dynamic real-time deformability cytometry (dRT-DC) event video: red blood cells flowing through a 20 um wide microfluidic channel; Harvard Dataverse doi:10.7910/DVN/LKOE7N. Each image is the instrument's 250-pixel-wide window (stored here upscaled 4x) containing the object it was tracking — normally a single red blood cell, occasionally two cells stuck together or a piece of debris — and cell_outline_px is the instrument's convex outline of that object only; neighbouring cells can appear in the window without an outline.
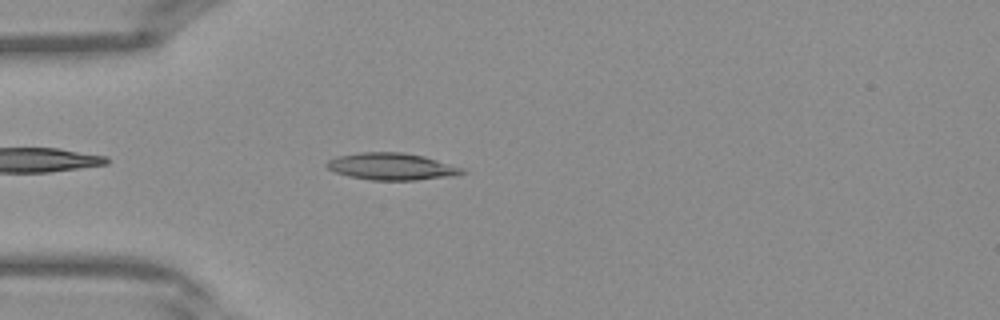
{"species": "Egyptian fruit bat (a non-hibernating species)", "species_latin": "Rousettus aegyptiacus", "temperature_condition": "warm", "stored_images_in_passage": 33, "camera_frame_rate_fps": 3000, "um_per_image_px": 0.085, "frame": {"image": 1, "passage_image": 4, "time_ms": 1.0, "image_size_px": [1000, 320], "cell_outline_px": [[468, 172], [452, 176], [416, 180], [368, 180], [348, 176], [336, 172], [328, 168], [324, 164], [328, 160], [336, 156], [360, 152], [400, 152], [424, 156], [464, 168]], "centroid_in_image_um": [33.28, 14.15], "position_along_channel_um": 51.7, "area_um2": 21.39}}
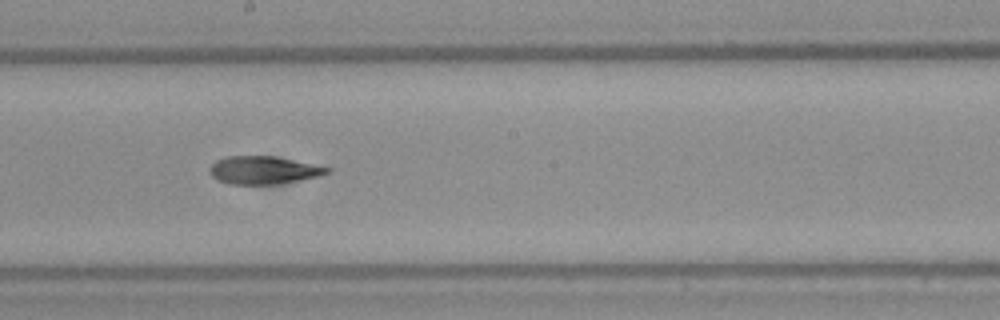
{"frame": {"image": 2, "passage_image": 15, "time_ms": 4.667, "image_size_px": [1000, 320], "cell_outline_px": [[332, 168], [328, 172], [316, 176], [276, 184], [228, 184], [212, 176], [208, 172], [208, 168], [216, 160], [228, 156], [276, 156]], "centroid_in_image_um": [22.34, 14.45], "position_along_channel_um": 225.9, "area_um2": 18.84}}
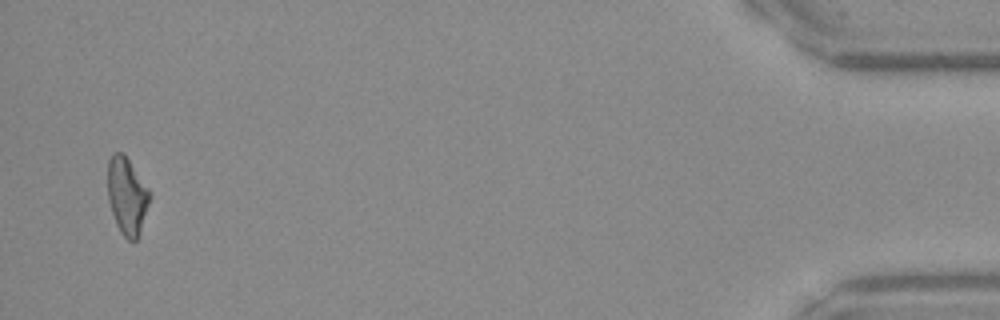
{"frame": {"image": 3, "passage_image": 32, "time_ms": 10.333, "image_size_px": [1000, 320], "cell_outline_px": [[152, 196], [140, 232], [136, 240], [128, 240], [120, 232], [116, 224], [108, 200], [108, 160], [112, 152], [124, 152], [148, 188]], "centroid_in_image_um": [10.8, 16.63], "position_along_channel_um": 424.4, "area_um2": 19.02}}